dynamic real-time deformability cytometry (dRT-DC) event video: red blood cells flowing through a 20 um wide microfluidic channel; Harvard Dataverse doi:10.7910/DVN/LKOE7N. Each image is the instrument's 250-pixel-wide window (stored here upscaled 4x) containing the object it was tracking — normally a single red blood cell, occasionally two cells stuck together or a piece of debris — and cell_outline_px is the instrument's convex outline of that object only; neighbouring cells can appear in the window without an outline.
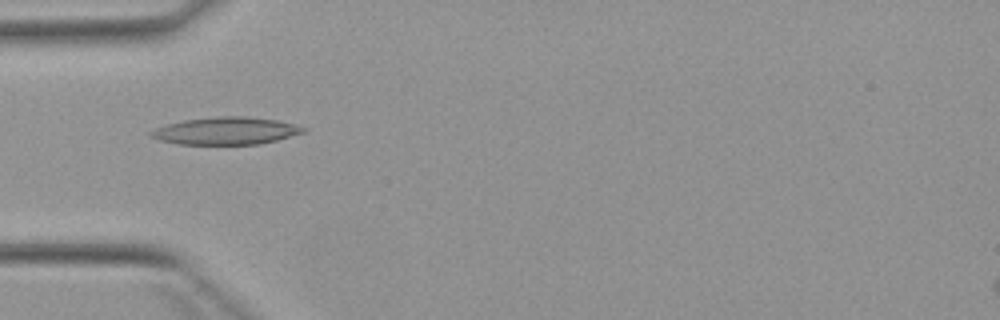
{"species": "Egyptian fruit bat (a non-hibernating species)", "species_latin": "Rousettus aegyptiacus", "temperature_condition": "warm", "stored_images_in_passage": 5, "camera_frame_rate_fps": 3000, "um_per_image_px": 0.085, "animal": {"sex": "female"}, "frame": {"image": 1, "passage_image": 3, "time_ms": 2.333, "image_size_px": [1000, 320], "cell_outline_px": [[308, 132], [260, 144], [180, 144], [160, 140], [148, 136], [148, 132], [156, 128], [168, 124], [184, 120], [216, 116], [248, 116], [276, 120], [296, 124], [308, 128]], "centroid_in_image_um": [19.25, 11.12], "position_along_channel_um": 65.7, "area_um2": 24.51}}
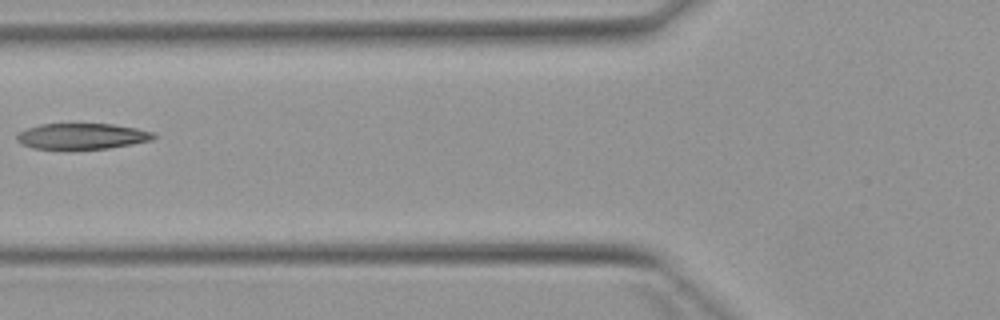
{"frame": {"image": 2, "passage_image": 4, "time_ms": 3.667, "image_size_px": [1000, 320], "cell_outline_px": [[160, 136], [152, 140], [132, 144], [108, 148], [32, 148], [20, 144], [16, 140], [16, 136], [20, 132], [28, 128], [40, 124], [112, 124], [136, 128], [156, 132]], "centroid_in_image_um": [7.03, 11.57], "position_along_channel_um": 118.8, "area_um2": 20.52}}
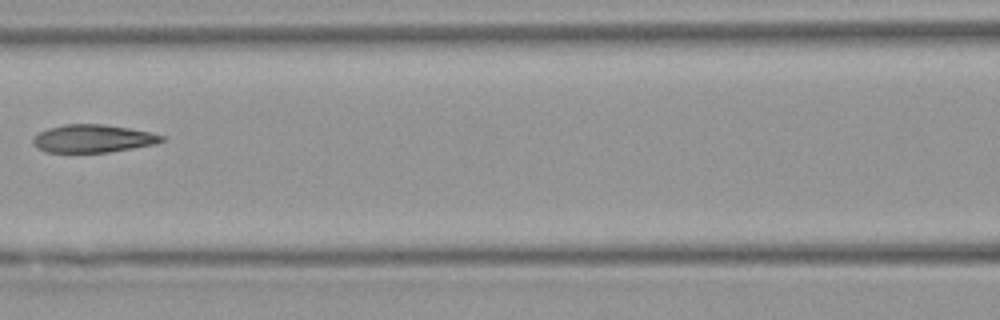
{"frame": {"image": 3, "passage_image": 5, "time_ms": 4.667, "image_size_px": [1000, 320], "cell_outline_px": [[164, 140], [156, 144], [108, 152], [44, 152], [36, 148], [32, 144], [32, 140], [40, 132], [48, 128], [64, 124], [104, 124], [152, 132], [164, 136]], "centroid_in_image_um": [7.89, 11.78], "position_along_channel_um": 158.7, "area_um2": 20.92}}